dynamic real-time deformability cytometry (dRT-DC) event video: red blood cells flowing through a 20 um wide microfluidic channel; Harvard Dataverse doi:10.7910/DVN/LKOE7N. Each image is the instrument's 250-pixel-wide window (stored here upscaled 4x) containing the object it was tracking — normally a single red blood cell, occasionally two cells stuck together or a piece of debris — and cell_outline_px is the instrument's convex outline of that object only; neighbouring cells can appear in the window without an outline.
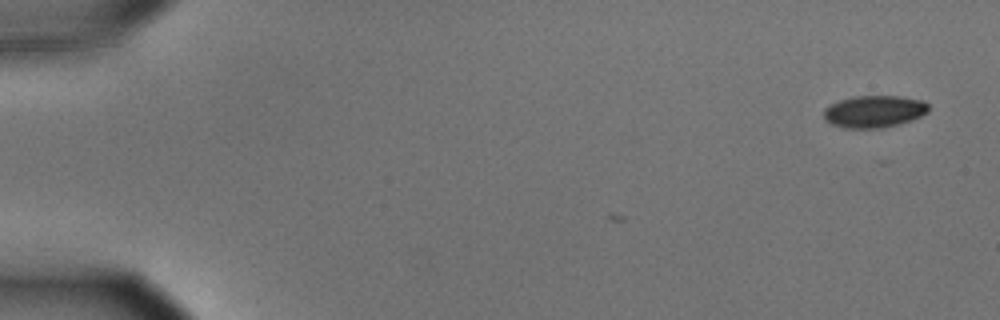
{"species": "common noctule bat (a hibernating species)", "species_latin": "Nyctalus noctula", "temperature_condition": "cold", "stored_images_in_passage": 5, "camera_frame_rate_fps": 3000, "um_per_image_px": 0.085, "animal": {"sex": "male", "body_mass_g": 15.6}, "frame": {"image": 1, "passage_image": 1, "time_ms": 0.0, "image_size_px": [1000, 320], "cell_outline_px": [[928, 112], [912, 120], [880, 128], [844, 128], [832, 124], [824, 116], [824, 108], [840, 100], [852, 96], [900, 96], [924, 100], [928, 104]], "centroid_in_image_um": [74.32, 9.46], "position_along_channel_um": 10.7, "area_um2": 19.48}}